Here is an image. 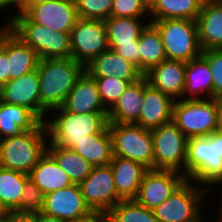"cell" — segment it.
<instances>
[{
  "instance_id": "cell-50",
  "label": "cell",
  "mask_w": 222,
  "mask_h": 222,
  "mask_svg": "<svg viewBox=\"0 0 222 222\" xmlns=\"http://www.w3.org/2000/svg\"><path fill=\"white\" fill-rule=\"evenodd\" d=\"M7 26V24L5 25L4 24V26L2 27V26H0V33L5 29V27Z\"/></svg>"
},
{
  "instance_id": "cell-26",
  "label": "cell",
  "mask_w": 222,
  "mask_h": 222,
  "mask_svg": "<svg viewBox=\"0 0 222 222\" xmlns=\"http://www.w3.org/2000/svg\"><path fill=\"white\" fill-rule=\"evenodd\" d=\"M204 92L208 96L204 97L205 99H213V78L210 66L208 61L200 55L186 62L182 99H204L200 97Z\"/></svg>"
},
{
  "instance_id": "cell-14",
  "label": "cell",
  "mask_w": 222,
  "mask_h": 222,
  "mask_svg": "<svg viewBox=\"0 0 222 222\" xmlns=\"http://www.w3.org/2000/svg\"><path fill=\"white\" fill-rule=\"evenodd\" d=\"M185 180L186 177L176 171L149 169L143 177L137 197L134 200L138 204L153 210Z\"/></svg>"
},
{
  "instance_id": "cell-36",
  "label": "cell",
  "mask_w": 222,
  "mask_h": 222,
  "mask_svg": "<svg viewBox=\"0 0 222 222\" xmlns=\"http://www.w3.org/2000/svg\"><path fill=\"white\" fill-rule=\"evenodd\" d=\"M44 198V193L30 178H28L25 181L21 195L20 215H31L42 212Z\"/></svg>"
},
{
  "instance_id": "cell-40",
  "label": "cell",
  "mask_w": 222,
  "mask_h": 222,
  "mask_svg": "<svg viewBox=\"0 0 222 222\" xmlns=\"http://www.w3.org/2000/svg\"><path fill=\"white\" fill-rule=\"evenodd\" d=\"M139 39L134 43L118 44L113 50L126 59L132 62L139 69Z\"/></svg>"
},
{
  "instance_id": "cell-13",
  "label": "cell",
  "mask_w": 222,
  "mask_h": 222,
  "mask_svg": "<svg viewBox=\"0 0 222 222\" xmlns=\"http://www.w3.org/2000/svg\"><path fill=\"white\" fill-rule=\"evenodd\" d=\"M24 14L56 32H71L79 18L74 0L33 1Z\"/></svg>"
},
{
  "instance_id": "cell-37",
  "label": "cell",
  "mask_w": 222,
  "mask_h": 222,
  "mask_svg": "<svg viewBox=\"0 0 222 222\" xmlns=\"http://www.w3.org/2000/svg\"><path fill=\"white\" fill-rule=\"evenodd\" d=\"M79 18L106 20L111 16L113 0H74Z\"/></svg>"
},
{
  "instance_id": "cell-9",
  "label": "cell",
  "mask_w": 222,
  "mask_h": 222,
  "mask_svg": "<svg viewBox=\"0 0 222 222\" xmlns=\"http://www.w3.org/2000/svg\"><path fill=\"white\" fill-rule=\"evenodd\" d=\"M154 169L172 170L186 177L188 138L171 120L152 129ZM184 170V171H183Z\"/></svg>"
},
{
  "instance_id": "cell-18",
  "label": "cell",
  "mask_w": 222,
  "mask_h": 222,
  "mask_svg": "<svg viewBox=\"0 0 222 222\" xmlns=\"http://www.w3.org/2000/svg\"><path fill=\"white\" fill-rule=\"evenodd\" d=\"M186 62L166 59L144 74L148 84L170 96L173 100L182 99L185 86Z\"/></svg>"
},
{
  "instance_id": "cell-38",
  "label": "cell",
  "mask_w": 222,
  "mask_h": 222,
  "mask_svg": "<svg viewBox=\"0 0 222 222\" xmlns=\"http://www.w3.org/2000/svg\"><path fill=\"white\" fill-rule=\"evenodd\" d=\"M149 13V0H113L110 17H130L142 19L146 15L148 16Z\"/></svg>"
},
{
  "instance_id": "cell-29",
  "label": "cell",
  "mask_w": 222,
  "mask_h": 222,
  "mask_svg": "<svg viewBox=\"0 0 222 222\" xmlns=\"http://www.w3.org/2000/svg\"><path fill=\"white\" fill-rule=\"evenodd\" d=\"M138 48L139 70L143 74L167 59L160 32L151 22L141 31Z\"/></svg>"
},
{
  "instance_id": "cell-32",
  "label": "cell",
  "mask_w": 222,
  "mask_h": 222,
  "mask_svg": "<svg viewBox=\"0 0 222 222\" xmlns=\"http://www.w3.org/2000/svg\"><path fill=\"white\" fill-rule=\"evenodd\" d=\"M148 23L144 24L140 18L108 17L105 24L109 49L113 50L118 44L134 43Z\"/></svg>"
},
{
  "instance_id": "cell-8",
  "label": "cell",
  "mask_w": 222,
  "mask_h": 222,
  "mask_svg": "<svg viewBox=\"0 0 222 222\" xmlns=\"http://www.w3.org/2000/svg\"><path fill=\"white\" fill-rule=\"evenodd\" d=\"M209 190L185 180L166 200L153 209L158 222H204L201 201ZM200 205V206H199Z\"/></svg>"
},
{
  "instance_id": "cell-21",
  "label": "cell",
  "mask_w": 222,
  "mask_h": 222,
  "mask_svg": "<svg viewBox=\"0 0 222 222\" xmlns=\"http://www.w3.org/2000/svg\"><path fill=\"white\" fill-rule=\"evenodd\" d=\"M62 107L71 113H108L102 105L95 79L86 71L76 81Z\"/></svg>"
},
{
  "instance_id": "cell-19",
  "label": "cell",
  "mask_w": 222,
  "mask_h": 222,
  "mask_svg": "<svg viewBox=\"0 0 222 222\" xmlns=\"http://www.w3.org/2000/svg\"><path fill=\"white\" fill-rule=\"evenodd\" d=\"M174 100L153 88L144 76V103L135 123L145 129H155L172 120Z\"/></svg>"
},
{
  "instance_id": "cell-20",
  "label": "cell",
  "mask_w": 222,
  "mask_h": 222,
  "mask_svg": "<svg viewBox=\"0 0 222 222\" xmlns=\"http://www.w3.org/2000/svg\"><path fill=\"white\" fill-rule=\"evenodd\" d=\"M85 71L93 78L116 76L118 79L130 83H134L144 76L136 65L111 49L95 57L85 66Z\"/></svg>"
},
{
  "instance_id": "cell-1",
  "label": "cell",
  "mask_w": 222,
  "mask_h": 222,
  "mask_svg": "<svg viewBox=\"0 0 222 222\" xmlns=\"http://www.w3.org/2000/svg\"><path fill=\"white\" fill-rule=\"evenodd\" d=\"M37 71L40 119L44 122L46 112L62 107L85 67L73 58H47L39 60Z\"/></svg>"
},
{
  "instance_id": "cell-48",
  "label": "cell",
  "mask_w": 222,
  "mask_h": 222,
  "mask_svg": "<svg viewBox=\"0 0 222 222\" xmlns=\"http://www.w3.org/2000/svg\"><path fill=\"white\" fill-rule=\"evenodd\" d=\"M219 209H220V212H219L218 222H222V199H221V207Z\"/></svg>"
},
{
  "instance_id": "cell-22",
  "label": "cell",
  "mask_w": 222,
  "mask_h": 222,
  "mask_svg": "<svg viewBox=\"0 0 222 222\" xmlns=\"http://www.w3.org/2000/svg\"><path fill=\"white\" fill-rule=\"evenodd\" d=\"M195 21L201 50L222 49V0H205Z\"/></svg>"
},
{
  "instance_id": "cell-46",
  "label": "cell",
  "mask_w": 222,
  "mask_h": 222,
  "mask_svg": "<svg viewBox=\"0 0 222 222\" xmlns=\"http://www.w3.org/2000/svg\"><path fill=\"white\" fill-rule=\"evenodd\" d=\"M9 222H34V220L29 215L11 214L9 216Z\"/></svg>"
},
{
  "instance_id": "cell-16",
  "label": "cell",
  "mask_w": 222,
  "mask_h": 222,
  "mask_svg": "<svg viewBox=\"0 0 222 222\" xmlns=\"http://www.w3.org/2000/svg\"><path fill=\"white\" fill-rule=\"evenodd\" d=\"M0 46L7 52L9 80L37 69L38 54L8 26L0 33Z\"/></svg>"
},
{
  "instance_id": "cell-25",
  "label": "cell",
  "mask_w": 222,
  "mask_h": 222,
  "mask_svg": "<svg viewBox=\"0 0 222 222\" xmlns=\"http://www.w3.org/2000/svg\"><path fill=\"white\" fill-rule=\"evenodd\" d=\"M42 122L30 109L0 101V140L34 130Z\"/></svg>"
},
{
  "instance_id": "cell-43",
  "label": "cell",
  "mask_w": 222,
  "mask_h": 222,
  "mask_svg": "<svg viewBox=\"0 0 222 222\" xmlns=\"http://www.w3.org/2000/svg\"><path fill=\"white\" fill-rule=\"evenodd\" d=\"M33 1L34 0H0V12L1 10L5 9V7H8L9 5L11 6L12 4V6L16 5L18 8V13L15 15L22 14L28 9Z\"/></svg>"
},
{
  "instance_id": "cell-23",
  "label": "cell",
  "mask_w": 222,
  "mask_h": 222,
  "mask_svg": "<svg viewBox=\"0 0 222 222\" xmlns=\"http://www.w3.org/2000/svg\"><path fill=\"white\" fill-rule=\"evenodd\" d=\"M109 165L114 175L118 196L122 200H134L149 169L138 162L119 156H113Z\"/></svg>"
},
{
  "instance_id": "cell-44",
  "label": "cell",
  "mask_w": 222,
  "mask_h": 222,
  "mask_svg": "<svg viewBox=\"0 0 222 222\" xmlns=\"http://www.w3.org/2000/svg\"><path fill=\"white\" fill-rule=\"evenodd\" d=\"M29 216L34 220V222H69L58 217L46 215L43 212L34 213Z\"/></svg>"
},
{
  "instance_id": "cell-10",
  "label": "cell",
  "mask_w": 222,
  "mask_h": 222,
  "mask_svg": "<svg viewBox=\"0 0 222 222\" xmlns=\"http://www.w3.org/2000/svg\"><path fill=\"white\" fill-rule=\"evenodd\" d=\"M112 138L113 156L130 159L154 169L151 130L137 124H108Z\"/></svg>"
},
{
  "instance_id": "cell-27",
  "label": "cell",
  "mask_w": 222,
  "mask_h": 222,
  "mask_svg": "<svg viewBox=\"0 0 222 222\" xmlns=\"http://www.w3.org/2000/svg\"><path fill=\"white\" fill-rule=\"evenodd\" d=\"M29 178L40 188L44 195L73 184L48 152L40 158L31 170Z\"/></svg>"
},
{
  "instance_id": "cell-34",
  "label": "cell",
  "mask_w": 222,
  "mask_h": 222,
  "mask_svg": "<svg viewBox=\"0 0 222 222\" xmlns=\"http://www.w3.org/2000/svg\"><path fill=\"white\" fill-rule=\"evenodd\" d=\"M110 222H158L153 210L135 200H121L109 212Z\"/></svg>"
},
{
  "instance_id": "cell-33",
  "label": "cell",
  "mask_w": 222,
  "mask_h": 222,
  "mask_svg": "<svg viewBox=\"0 0 222 222\" xmlns=\"http://www.w3.org/2000/svg\"><path fill=\"white\" fill-rule=\"evenodd\" d=\"M29 175L0 166V198L5 207L20 215V200Z\"/></svg>"
},
{
  "instance_id": "cell-4",
  "label": "cell",
  "mask_w": 222,
  "mask_h": 222,
  "mask_svg": "<svg viewBox=\"0 0 222 222\" xmlns=\"http://www.w3.org/2000/svg\"><path fill=\"white\" fill-rule=\"evenodd\" d=\"M45 122L36 129L0 140V166L29 175L47 152Z\"/></svg>"
},
{
  "instance_id": "cell-2",
  "label": "cell",
  "mask_w": 222,
  "mask_h": 222,
  "mask_svg": "<svg viewBox=\"0 0 222 222\" xmlns=\"http://www.w3.org/2000/svg\"><path fill=\"white\" fill-rule=\"evenodd\" d=\"M186 179L209 191L210 187L205 185L222 183V131L188 139Z\"/></svg>"
},
{
  "instance_id": "cell-6",
  "label": "cell",
  "mask_w": 222,
  "mask_h": 222,
  "mask_svg": "<svg viewBox=\"0 0 222 222\" xmlns=\"http://www.w3.org/2000/svg\"><path fill=\"white\" fill-rule=\"evenodd\" d=\"M160 32L167 59L188 62L202 54L195 20H150Z\"/></svg>"
},
{
  "instance_id": "cell-15",
  "label": "cell",
  "mask_w": 222,
  "mask_h": 222,
  "mask_svg": "<svg viewBox=\"0 0 222 222\" xmlns=\"http://www.w3.org/2000/svg\"><path fill=\"white\" fill-rule=\"evenodd\" d=\"M90 211L78 184L45 194L42 212L46 215L71 222Z\"/></svg>"
},
{
  "instance_id": "cell-5",
  "label": "cell",
  "mask_w": 222,
  "mask_h": 222,
  "mask_svg": "<svg viewBox=\"0 0 222 222\" xmlns=\"http://www.w3.org/2000/svg\"><path fill=\"white\" fill-rule=\"evenodd\" d=\"M7 26L29 45L40 59L71 58L70 32H56L32 22L24 13L13 15Z\"/></svg>"
},
{
  "instance_id": "cell-30",
  "label": "cell",
  "mask_w": 222,
  "mask_h": 222,
  "mask_svg": "<svg viewBox=\"0 0 222 222\" xmlns=\"http://www.w3.org/2000/svg\"><path fill=\"white\" fill-rule=\"evenodd\" d=\"M205 0H149L151 20H196Z\"/></svg>"
},
{
  "instance_id": "cell-17",
  "label": "cell",
  "mask_w": 222,
  "mask_h": 222,
  "mask_svg": "<svg viewBox=\"0 0 222 222\" xmlns=\"http://www.w3.org/2000/svg\"><path fill=\"white\" fill-rule=\"evenodd\" d=\"M0 101L22 105L40 118V92L37 69L21 77L9 80L0 87Z\"/></svg>"
},
{
  "instance_id": "cell-12",
  "label": "cell",
  "mask_w": 222,
  "mask_h": 222,
  "mask_svg": "<svg viewBox=\"0 0 222 222\" xmlns=\"http://www.w3.org/2000/svg\"><path fill=\"white\" fill-rule=\"evenodd\" d=\"M78 185L91 211L108 213L122 200L117 194L110 165L94 166L90 175Z\"/></svg>"
},
{
  "instance_id": "cell-42",
  "label": "cell",
  "mask_w": 222,
  "mask_h": 222,
  "mask_svg": "<svg viewBox=\"0 0 222 222\" xmlns=\"http://www.w3.org/2000/svg\"><path fill=\"white\" fill-rule=\"evenodd\" d=\"M71 222H110L108 213L102 211H90L88 214L79 217Z\"/></svg>"
},
{
  "instance_id": "cell-49",
  "label": "cell",
  "mask_w": 222,
  "mask_h": 222,
  "mask_svg": "<svg viewBox=\"0 0 222 222\" xmlns=\"http://www.w3.org/2000/svg\"><path fill=\"white\" fill-rule=\"evenodd\" d=\"M0 222H9V217H7L5 219H1Z\"/></svg>"
},
{
  "instance_id": "cell-35",
  "label": "cell",
  "mask_w": 222,
  "mask_h": 222,
  "mask_svg": "<svg viewBox=\"0 0 222 222\" xmlns=\"http://www.w3.org/2000/svg\"><path fill=\"white\" fill-rule=\"evenodd\" d=\"M94 79L98 86L102 105L107 111L114 106L121 94L130 84V82L118 79L116 76L98 77Z\"/></svg>"
},
{
  "instance_id": "cell-3",
  "label": "cell",
  "mask_w": 222,
  "mask_h": 222,
  "mask_svg": "<svg viewBox=\"0 0 222 222\" xmlns=\"http://www.w3.org/2000/svg\"><path fill=\"white\" fill-rule=\"evenodd\" d=\"M54 118L45 120L48 132V143L59 147L71 148L87 135L103 132L108 127V113L76 114L63 107L51 110Z\"/></svg>"
},
{
  "instance_id": "cell-28",
  "label": "cell",
  "mask_w": 222,
  "mask_h": 222,
  "mask_svg": "<svg viewBox=\"0 0 222 222\" xmlns=\"http://www.w3.org/2000/svg\"><path fill=\"white\" fill-rule=\"evenodd\" d=\"M71 149L93 166L109 165L113 158V147L108 127L101 133L87 135Z\"/></svg>"
},
{
  "instance_id": "cell-45",
  "label": "cell",
  "mask_w": 222,
  "mask_h": 222,
  "mask_svg": "<svg viewBox=\"0 0 222 222\" xmlns=\"http://www.w3.org/2000/svg\"><path fill=\"white\" fill-rule=\"evenodd\" d=\"M217 109V130L222 131V98L215 99Z\"/></svg>"
},
{
  "instance_id": "cell-7",
  "label": "cell",
  "mask_w": 222,
  "mask_h": 222,
  "mask_svg": "<svg viewBox=\"0 0 222 222\" xmlns=\"http://www.w3.org/2000/svg\"><path fill=\"white\" fill-rule=\"evenodd\" d=\"M172 120L188 139L209 136L217 131L215 99L174 100Z\"/></svg>"
},
{
  "instance_id": "cell-31",
  "label": "cell",
  "mask_w": 222,
  "mask_h": 222,
  "mask_svg": "<svg viewBox=\"0 0 222 222\" xmlns=\"http://www.w3.org/2000/svg\"><path fill=\"white\" fill-rule=\"evenodd\" d=\"M47 152L68 175L72 183L75 184L84 181L90 175L94 167L71 148L59 147L53 143H48Z\"/></svg>"
},
{
  "instance_id": "cell-41",
  "label": "cell",
  "mask_w": 222,
  "mask_h": 222,
  "mask_svg": "<svg viewBox=\"0 0 222 222\" xmlns=\"http://www.w3.org/2000/svg\"><path fill=\"white\" fill-rule=\"evenodd\" d=\"M9 81L7 52L0 46V87Z\"/></svg>"
},
{
  "instance_id": "cell-11",
  "label": "cell",
  "mask_w": 222,
  "mask_h": 222,
  "mask_svg": "<svg viewBox=\"0 0 222 222\" xmlns=\"http://www.w3.org/2000/svg\"><path fill=\"white\" fill-rule=\"evenodd\" d=\"M71 58L84 67L109 49L104 20L78 18L70 32Z\"/></svg>"
},
{
  "instance_id": "cell-47",
  "label": "cell",
  "mask_w": 222,
  "mask_h": 222,
  "mask_svg": "<svg viewBox=\"0 0 222 222\" xmlns=\"http://www.w3.org/2000/svg\"><path fill=\"white\" fill-rule=\"evenodd\" d=\"M12 213L5 207L0 198V220L9 217Z\"/></svg>"
},
{
  "instance_id": "cell-39",
  "label": "cell",
  "mask_w": 222,
  "mask_h": 222,
  "mask_svg": "<svg viewBox=\"0 0 222 222\" xmlns=\"http://www.w3.org/2000/svg\"><path fill=\"white\" fill-rule=\"evenodd\" d=\"M209 63L213 78V99L222 98V49H210L201 54Z\"/></svg>"
},
{
  "instance_id": "cell-24",
  "label": "cell",
  "mask_w": 222,
  "mask_h": 222,
  "mask_svg": "<svg viewBox=\"0 0 222 222\" xmlns=\"http://www.w3.org/2000/svg\"><path fill=\"white\" fill-rule=\"evenodd\" d=\"M144 103V76L130 83L114 106L108 111L109 124H135Z\"/></svg>"
}]
</instances>
